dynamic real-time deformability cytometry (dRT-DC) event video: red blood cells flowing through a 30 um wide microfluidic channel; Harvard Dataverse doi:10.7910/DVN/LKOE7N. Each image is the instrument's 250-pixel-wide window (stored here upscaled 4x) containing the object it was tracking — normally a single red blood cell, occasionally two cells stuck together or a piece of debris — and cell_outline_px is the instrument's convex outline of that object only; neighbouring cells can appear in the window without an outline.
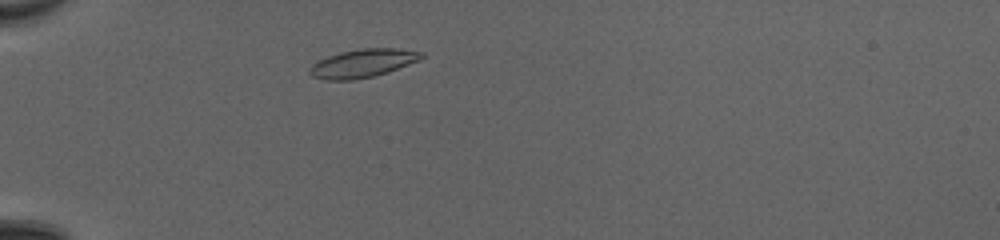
{"species": "common noctule bat (a hibernating species)", "species_latin": "Nyctalus noctula", "temperature_condition": "cold", "stored_images_in_passage": 39, "camera_frame_rate_fps": 3000, "um_per_image_px": 0.085, "animal": {"sex": "female", "body_mass_g": 20.0, "forearm_length_mm": 54.0}, "frame": {"image": 1, "passage_image": 5, "time_ms": 1.333, "image_size_px": [1000, 240], "cell_outline_px": [[424, 56], [420, 60], [388, 72], [372, 76], [352, 80], [324, 80], [312, 76], [308, 72], [308, 68], [312, 64], [328, 56], [340, 52], [364, 48], [396, 48], [424, 52]], "centroid_in_image_um": [30.83, 5.38], "position_along_channel_um": 54.2, "area_um2": 18.44}}
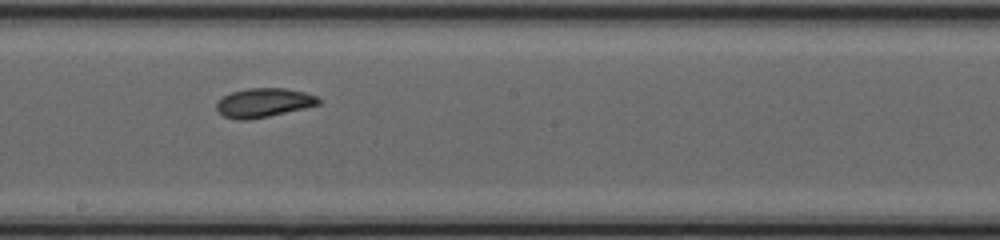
{"frame": {"image": 2, "passage_image": 19, "time_ms": 6.0, "image_size_px": [1000, 240], "cell_outline_px": [[320, 104], [304, 108], [268, 116], [248, 120], [240, 120], [224, 116], [216, 108], [216, 104], [224, 96], [232, 92], [248, 88], [284, 88], [304, 92], [316, 96], [320, 100]], "centroid_in_image_um": [22.42, 8.72], "position_along_channel_um": 225.8, "area_um2": 16.99}}
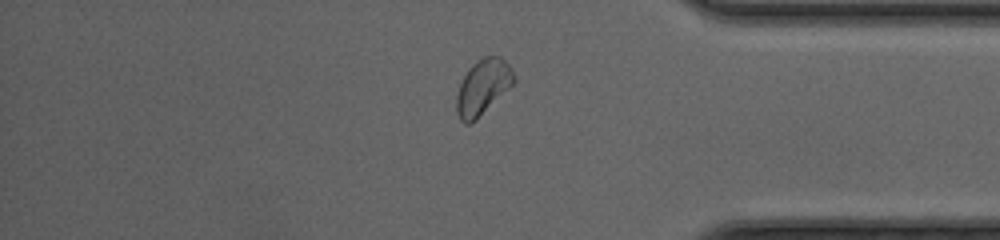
{"frame": {"image": 3, "passage_image": 32, "time_ms": 10.333, "image_size_px": [1000, 240], "cell_outline_px": [[516, 80], [476, 120], [468, 124], [464, 124], [460, 120], [456, 112], [456, 96], [460, 84], [468, 68], [476, 60], [484, 56], [500, 56], [508, 64], [516, 76]], "centroid_in_image_um": [41.02, 7.39], "position_along_channel_um": 394.2, "area_um2": 18.38}, "authors_computed_cell_mechanics": {"area_um2": 17.34, "velocity_mm_per_s": 4.1674, "shape_relaxation_time_tau1_ms": 3.8762, "shape_relaxation_time_tau2_ms": 2.6803, "deformation_change_tau1": 0.1393, "deformation_change_tau2": 0.0528}}